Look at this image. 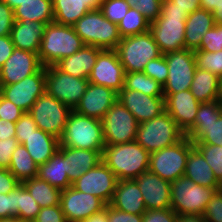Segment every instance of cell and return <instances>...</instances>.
I'll return each mask as SVG.
<instances>
[{
    "instance_id": "cell-1",
    "label": "cell",
    "mask_w": 222,
    "mask_h": 222,
    "mask_svg": "<svg viewBox=\"0 0 222 222\" xmlns=\"http://www.w3.org/2000/svg\"><path fill=\"white\" fill-rule=\"evenodd\" d=\"M150 153L136 141L105 145L102 161L118 180L136 179L149 170Z\"/></svg>"
},
{
    "instance_id": "cell-2",
    "label": "cell",
    "mask_w": 222,
    "mask_h": 222,
    "mask_svg": "<svg viewBox=\"0 0 222 222\" xmlns=\"http://www.w3.org/2000/svg\"><path fill=\"white\" fill-rule=\"evenodd\" d=\"M187 16L184 10L173 7L172 0H162L161 14L150 23L149 31L163 55L185 49Z\"/></svg>"
},
{
    "instance_id": "cell-3",
    "label": "cell",
    "mask_w": 222,
    "mask_h": 222,
    "mask_svg": "<svg viewBox=\"0 0 222 222\" xmlns=\"http://www.w3.org/2000/svg\"><path fill=\"white\" fill-rule=\"evenodd\" d=\"M84 45L73 26L53 21L45 27L38 55L42 65L46 67L55 65L61 59L71 56Z\"/></svg>"
},
{
    "instance_id": "cell-4",
    "label": "cell",
    "mask_w": 222,
    "mask_h": 222,
    "mask_svg": "<svg viewBox=\"0 0 222 222\" xmlns=\"http://www.w3.org/2000/svg\"><path fill=\"white\" fill-rule=\"evenodd\" d=\"M59 145L71 148L103 151L105 147L102 120L87 117L72 110L69 113Z\"/></svg>"
},
{
    "instance_id": "cell-5",
    "label": "cell",
    "mask_w": 222,
    "mask_h": 222,
    "mask_svg": "<svg viewBox=\"0 0 222 222\" xmlns=\"http://www.w3.org/2000/svg\"><path fill=\"white\" fill-rule=\"evenodd\" d=\"M185 133L165 110L157 117L139 124L136 142L150 154L182 140Z\"/></svg>"
},
{
    "instance_id": "cell-6",
    "label": "cell",
    "mask_w": 222,
    "mask_h": 222,
    "mask_svg": "<svg viewBox=\"0 0 222 222\" xmlns=\"http://www.w3.org/2000/svg\"><path fill=\"white\" fill-rule=\"evenodd\" d=\"M73 28L85 45L115 50L121 41L118 24L110 22L100 9L87 12Z\"/></svg>"
},
{
    "instance_id": "cell-7",
    "label": "cell",
    "mask_w": 222,
    "mask_h": 222,
    "mask_svg": "<svg viewBox=\"0 0 222 222\" xmlns=\"http://www.w3.org/2000/svg\"><path fill=\"white\" fill-rule=\"evenodd\" d=\"M115 50L125 73L144 71L150 60L162 55L150 31L121 38Z\"/></svg>"
},
{
    "instance_id": "cell-8",
    "label": "cell",
    "mask_w": 222,
    "mask_h": 222,
    "mask_svg": "<svg viewBox=\"0 0 222 222\" xmlns=\"http://www.w3.org/2000/svg\"><path fill=\"white\" fill-rule=\"evenodd\" d=\"M221 188L195 184L185 175L171 182V209L176 214H203L212 196Z\"/></svg>"
},
{
    "instance_id": "cell-9",
    "label": "cell",
    "mask_w": 222,
    "mask_h": 222,
    "mask_svg": "<svg viewBox=\"0 0 222 222\" xmlns=\"http://www.w3.org/2000/svg\"><path fill=\"white\" fill-rule=\"evenodd\" d=\"M193 147V142L185 136L176 144L151 153L149 170L170 183L175 181L184 175L188 154Z\"/></svg>"
},
{
    "instance_id": "cell-10",
    "label": "cell",
    "mask_w": 222,
    "mask_h": 222,
    "mask_svg": "<svg viewBox=\"0 0 222 222\" xmlns=\"http://www.w3.org/2000/svg\"><path fill=\"white\" fill-rule=\"evenodd\" d=\"M89 84L88 79L64 73L56 65L45 67V91L74 110Z\"/></svg>"
},
{
    "instance_id": "cell-11",
    "label": "cell",
    "mask_w": 222,
    "mask_h": 222,
    "mask_svg": "<svg viewBox=\"0 0 222 222\" xmlns=\"http://www.w3.org/2000/svg\"><path fill=\"white\" fill-rule=\"evenodd\" d=\"M72 110L46 91L35 101L29 114L39 129L60 139Z\"/></svg>"
},
{
    "instance_id": "cell-12",
    "label": "cell",
    "mask_w": 222,
    "mask_h": 222,
    "mask_svg": "<svg viewBox=\"0 0 222 222\" xmlns=\"http://www.w3.org/2000/svg\"><path fill=\"white\" fill-rule=\"evenodd\" d=\"M105 145H116L136 140L139 123L118 100L102 119Z\"/></svg>"
},
{
    "instance_id": "cell-13",
    "label": "cell",
    "mask_w": 222,
    "mask_h": 222,
    "mask_svg": "<svg viewBox=\"0 0 222 222\" xmlns=\"http://www.w3.org/2000/svg\"><path fill=\"white\" fill-rule=\"evenodd\" d=\"M164 55L168 66V78L163 85L164 95L189 90L197 69L194 51L183 49Z\"/></svg>"
},
{
    "instance_id": "cell-14",
    "label": "cell",
    "mask_w": 222,
    "mask_h": 222,
    "mask_svg": "<svg viewBox=\"0 0 222 222\" xmlns=\"http://www.w3.org/2000/svg\"><path fill=\"white\" fill-rule=\"evenodd\" d=\"M117 181L114 173L101 161L73 182L72 187L96 196L108 205L113 199Z\"/></svg>"
},
{
    "instance_id": "cell-15",
    "label": "cell",
    "mask_w": 222,
    "mask_h": 222,
    "mask_svg": "<svg viewBox=\"0 0 222 222\" xmlns=\"http://www.w3.org/2000/svg\"><path fill=\"white\" fill-rule=\"evenodd\" d=\"M125 70L116 50L103 49L97 57L88 81L119 93L124 87Z\"/></svg>"
},
{
    "instance_id": "cell-16",
    "label": "cell",
    "mask_w": 222,
    "mask_h": 222,
    "mask_svg": "<svg viewBox=\"0 0 222 222\" xmlns=\"http://www.w3.org/2000/svg\"><path fill=\"white\" fill-rule=\"evenodd\" d=\"M45 92V67L21 81L3 85L1 95L21 108L29 112L35 101Z\"/></svg>"
},
{
    "instance_id": "cell-17",
    "label": "cell",
    "mask_w": 222,
    "mask_h": 222,
    "mask_svg": "<svg viewBox=\"0 0 222 222\" xmlns=\"http://www.w3.org/2000/svg\"><path fill=\"white\" fill-rule=\"evenodd\" d=\"M60 205L68 222H81L106 206L100 198L72 186L61 190Z\"/></svg>"
},
{
    "instance_id": "cell-18",
    "label": "cell",
    "mask_w": 222,
    "mask_h": 222,
    "mask_svg": "<svg viewBox=\"0 0 222 222\" xmlns=\"http://www.w3.org/2000/svg\"><path fill=\"white\" fill-rule=\"evenodd\" d=\"M43 67L39 55L14 48L11 56L0 68L1 85H11L31 76Z\"/></svg>"
},
{
    "instance_id": "cell-19",
    "label": "cell",
    "mask_w": 222,
    "mask_h": 222,
    "mask_svg": "<svg viewBox=\"0 0 222 222\" xmlns=\"http://www.w3.org/2000/svg\"><path fill=\"white\" fill-rule=\"evenodd\" d=\"M118 101L130 111L140 124L165 111L164 96H149L139 91L122 89Z\"/></svg>"
},
{
    "instance_id": "cell-20",
    "label": "cell",
    "mask_w": 222,
    "mask_h": 222,
    "mask_svg": "<svg viewBox=\"0 0 222 222\" xmlns=\"http://www.w3.org/2000/svg\"><path fill=\"white\" fill-rule=\"evenodd\" d=\"M142 193L146 210L171 208V183L150 170L134 179Z\"/></svg>"
},
{
    "instance_id": "cell-21",
    "label": "cell",
    "mask_w": 222,
    "mask_h": 222,
    "mask_svg": "<svg viewBox=\"0 0 222 222\" xmlns=\"http://www.w3.org/2000/svg\"><path fill=\"white\" fill-rule=\"evenodd\" d=\"M118 100V93L102 85L88 84L74 111L80 115L93 117L99 120Z\"/></svg>"
},
{
    "instance_id": "cell-22",
    "label": "cell",
    "mask_w": 222,
    "mask_h": 222,
    "mask_svg": "<svg viewBox=\"0 0 222 222\" xmlns=\"http://www.w3.org/2000/svg\"><path fill=\"white\" fill-rule=\"evenodd\" d=\"M165 110L186 133L193 125L200 102L196 100L190 89L171 95H164Z\"/></svg>"
},
{
    "instance_id": "cell-23",
    "label": "cell",
    "mask_w": 222,
    "mask_h": 222,
    "mask_svg": "<svg viewBox=\"0 0 222 222\" xmlns=\"http://www.w3.org/2000/svg\"><path fill=\"white\" fill-rule=\"evenodd\" d=\"M46 25V22L15 19L10 35L14 47L38 54Z\"/></svg>"
},
{
    "instance_id": "cell-24",
    "label": "cell",
    "mask_w": 222,
    "mask_h": 222,
    "mask_svg": "<svg viewBox=\"0 0 222 222\" xmlns=\"http://www.w3.org/2000/svg\"><path fill=\"white\" fill-rule=\"evenodd\" d=\"M59 149L65 156L66 172L71 183L102 161L103 151L71 148L61 145H59Z\"/></svg>"
},
{
    "instance_id": "cell-25",
    "label": "cell",
    "mask_w": 222,
    "mask_h": 222,
    "mask_svg": "<svg viewBox=\"0 0 222 222\" xmlns=\"http://www.w3.org/2000/svg\"><path fill=\"white\" fill-rule=\"evenodd\" d=\"M110 205L117 210L131 214L143 215L146 212L142 193L134 179L117 181Z\"/></svg>"
},
{
    "instance_id": "cell-26",
    "label": "cell",
    "mask_w": 222,
    "mask_h": 222,
    "mask_svg": "<svg viewBox=\"0 0 222 222\" xmlns=\"http://www.w3.org/2000/svg\"><path fill=\"white\" fill-rule=\"evenodd\" d=\"M103 49L84 45L79 51H76L69 57L61 59L55 65L64 73L77 78L88 79L92 68L96 63L98 54Z\"/></svg>"
},
{
    "instance_id": "cell-27",
    "label": "cell",
    "mask_w": 222,
    "mask_h": 222,
    "mask_svg": "<svg viewBox=\"0 0 222 222\" xmlns=\"http://www.w3.org/2000/svg\"><path fill=\"white\" fill-rule=\"evenodd\" d=\"M101 0H52L54 22L73 26L87 12L100 9Z\"/></svg>"
},
{
    "instance_id": "cell-28",
    "label": "cell",
    "mask_w": 222,
    "mask_h": 222,
    "mask_svg": "<svg viewBox=\"0 0 222 222\" xmlns=\"http://www.w3.org/2000/svg\"><path fill=\"white\" fill-rule=\"evenodd\" d=\"M214 25L213 14L210 11L199 8L189 13L185 22V49L198 50L203 35Z\"/></svg>"
},
{
    "instance_id": "cell-29",
    "label": "cell",
    "mask_w": 222,
    "mask_h": 222,
    "mask_svg": "<svg viewBox=\"0 0 222 222\" xmlns=\"http://www.w3.org/2000/svg\"><path fill=\"white\" fill-rule=\"evenodd\" d=\"M190 91L200 103L222 100L221 78L210 71L197 68Z\"/></svg>"
},
{
    "instance_id": "cell-30",
    "label": "cell",
    "mask_w": 222,
    "mask_h": 222,
    "mask_svg": "<svg viewBox=\"0 0 222 222\" xmlns=\"http://www.w3.org/2000/svg\"><path fill=\"white\" fill-rule=\"evenodd\" d=\"M22 145L39 167L46 163L57 151L59 139L38 128L26 138Z\"/></svg>"
},
{
    "instance_id": "cell-31",
    "label": "cell",
    "mask_w": 222,
    "mask_h": 222,
    "mask_svg": "<svg viewBox=\"0 0 222 222\" xmlns=\"http://www.w3.org/2000/svg\"><path fill=\"white\" fill-rule=\"evenodd\" d=\"M184 175L201 186L221 188L222 185L205 158L195 147L189 151Z\"/></svg>"
},
{
    "instance_id": "cell-32",
    "label": "cell",
    "mask_w": 222,
    "mask_h": 222,
    "mask_svg": "<svg viewBox=\"0 0 222 222\" xmlns=\"http://www.w3.org/2000/svg\"><path fill=\"white\" fill-rule=\"evenodd\" d=\"M37 177L60 190L72 186L66 172L65 156L59 148L46 163L39 166Z\"/></svg>"
},
{
    "instance_id": "cell-33",
    "label": "cell",
    "mask_w": 222,
    "mask_h": 222,
    "mask_svg": "<svg viewBox=\"0 0 222 222\" xmlns=\"http://www.w3.org/2000/svg\"><path fill=\"white\" fill-rule=\"evenodd\" d=\"M14 18L51 23L54 21L52 0H26L14 9Z\"/></svg>"
},
{
    "instance_id": "cell-34",
    "label": "cell",
    "mask_w": 222,
    "mask_h": 222,
    "mask_svg": "<svg viewBox=\"0 0 222 222\" xmlns=\"http://www.w3.org/2000/svg\"><path fill=\"white\" fill-rule=\"evenodd\" d=\"M40 208L52 207L60 204L61 190L48 182L34 177L22 182Z\"/></svg>"
},
{
    "instance_id": "cell-35",
    "label": "cell",
    "mask_w": 222,
    "mask_h": 222,
    "mask_svg": "<svg viewBox=\"0 0 222 222\" xmlns=\"http://www.w3.org/2000/svg\"><path fill=\"white\" fill-rule=\"evenodd\" d=\"M38 168L26 148L22 144H18L12 154L8 170L22 183L37 177Z\"/></svg>"
},
{
    "instance_id": "cell-36",
    "label": "cell",
    "mask_w": 222,
    "mask_h": 222,
    "mask_svg": "<svg viewBox=\"0 0 222 222\" xmlns=\"http://www.w3.org/2000/svg\"><path fill=\"white\" fill-rule=\"evenodd\" d=\"M123 89L139 91L149 96H164L163 86L143 71L125 73Z\"/></svg>"
},
{
    "instance_id": "cell-37",
    "label": "cell",
    "mask_w": 222,
    "mask_h": 222,
    "mask_svg": "<svg viewBox=\"0 0 222 222\" xmlns=\"http://www.w3.org/2000/svg\"><path fill=\"white\" fill-rule=\"evenodd\" d=\"M193 144L222 145V115L217 121L200 123L188 136Z\"/></svg>"
},
{
    "instance_id": "cell-38",
    "label": "cell",
    "mask_w": 222,
    "mask_h": 222,
    "mask_svg": "<svg viewBox=\"0 0 222 222\" xmlns=\"http://www.w3.org/2000/svg\"><path fill=\"white\" fill-rule=\"evenodd\" d=\"M16 217L22 222H33L40 211L39 204L20 183L15 188Z\"/></svg>"
},
{
    "instance_id": "cell-39",
    "label": "cell",
    "mask_w": 222,
    "mask_h": 222,
    "mask_svg": "<svg viewBox=\"0 0 222 222\" xmlns=\"http://www.w3.org/2000/svg\"><path fill=\"white\" fill-rule=\"evenodd\" d=\"M150 22L136 8L130 7L124 18L118 23L121 38L148 32Z\"/></svg>"
},
{
    "instance_id": "cell-40",
    "label": "cell",
    "mask_w": 222,
    "mask_h": 222,
    "mask_svg": "<svg viewBox=\"0 0 222 222\" xmlns=\"http://www.w3.org/2000/svg\"><path fill=\"white\" fill-rule=\"evenodd\" d=\"M193 146L202 154L222 184V145L193 144Z\"/></svg>"
},
{
    "instance_id": "cell-41",
    "label": "cell",
    "mask_w": 222,
    "mask_h": 222,
    "mask_svg": "<svg viewBox=\"0 0 222 222\" xmlns=\"http://www.w3.org/2000/svg\"><path fill=\"white\" fill-rule=\"evenodd\" d=\"M222 115V100L200 103L194 120V125L185 133L188 136L200 123L217 121Z\"/></svg>"
},
{
    "instance_id": "cell-42",
    "label": "cell",
    "mask_w": 222,
    "mask_h": 222,
    "mask_svg": "<svg viewBox=\"0 0 222 222\" xmlns=\"http://www.w3.org/2000/svg\"><path fill=\"white\" fill-rule=\"evenodd\" d=\"M196 67L222 78V50L218 52L194 51Z\"/></svg>"
},
{
    "instance_id": "cell-43",
    "label": "cell",
    "mask_w": 222,
    "mask_h": 222,
    "mask_svg": "<svg viewBox=\"0 0 222 222\" xmlns=\"http://www.w3.org/2000/svg\"><path fill=\"white\" fill-rule=\"evenodd\" d=\"M130 6L125 0H101L100 10L110 22L118 24Z\"/></svg>"
},
{
    "instance_id": "cell-44",
    "label": "cell",
    "mask_w": 222,
    "mask_h": 222,
    "mask_svg": "<svg viewBox=\"0 0 222 222\" xmlns=\"http://www.w3.org/2000/svg\"><path fill=\"white\" fill-rule=\"evenodd\" d=\"M130 7L136 8L151 23L161 14L162 0H125Z\"/></svg>"
},
{
    "instance_id": "cell-45",
    "label": "cell",
    "mask_w": 222,
    "mask_h": 222,
    "mask_svg": "<svg viewBox=\"0 0 222 222\" xmlns=\"http://www.w3.org/2000/svg\"><path fill=\"white\" fill-rule=\"evenodd\" d=\"M198 50L206 52H218L222 50V24H215L203 35Z\"/></svg>"
},
{
    "instance_id": "cell-46",
    "label": "cell",
    "mask_w": 222,
    "mask_h": 222,
    "mask_svg": "<svg viewBox=\"0 0 222 222\" xmlns=\"http://www.w3.org/2000/svg\"><path fill=\"white\" fill-rule=\"evenodd\" d=\"M143 72L163 86L168 78V66L165 55L162 54L160 57L150 60Z\"/></svg>"
},
{
    "instance_id": "cell-47",
    "label": "cell",
    "mask_w": 222,
    "mask_h": 222,
    "mask_svg": "<svg viewBox=\"0 0 222 222\" xmlns=\"http://www.w3.org/2000/svg\"><path fill=\"white\" fill-rule=\"evenodd\" d=\"M16 128V139L19 144H23L26 138L34 133L38 129L36 122L29 114V112H24L21 118L15 123Z\"/></svg>"
},
{
    "instance_id": "cell-48",
    "label": "cell",
    "mask_w": 222,
    "mask_h": 222,
    "mask_svg": "<svg viewBox=\"0 0 222 222\" xmlns=\"http://www.w3.org/2000/svg\"><path fill=\"white\" fill-rule=\"evenodd\" d=\"M206 222H222V190H217L203 213Z\"/></svg>"
},
{
    "instance_id": "cell-49",
    "label": "cell",
    "mask_w": 222,
    "mask_h": 222,
    "mask_svg": "<svg viewBox=\"0 0 222 222\" xmlns=\"http://www.w3.org/2000/svg\"><path fill=\"white\" fill-rule=\"evenodd\" d=\"M142 222H177V214L171 208L146 210Z\"/></svg>"
},
{
    "instance_id": "cell-50",
    "label": "cell",
    "mask_w": 222,
    "mask_h": 222,
    "mask_svg": "<svg viewBox=\"0 0 222 222\" xmlns=\"http://www.w3.org/2000/svg\"><path fill=\"white\" fill-rule=\"evenodd\" d=\"M23 114L24 111L21 108L17 107L14 103L1 95L0 119L16 123Z\"/></svg>"
},
{
    "instance_id": "cell-51",
    "label": "cell",
    "mask_w": 222,
    "mask_h": 222,
    "mask_svg": "<svg viewBox=\"0 0 222 222\" xmlns=\"http://www.w3.org/2000/svg\"><path fill=\"white\" fill-rule=\"evenodd\" d=\"M33 222H68L61 205L52 207L40 208L35 220Z\"/></svg>"
},
{
    "instance_id": "cell-52",
    "label": "cell",
    "mask_w": 222,
    "mask_h": 222,
    "mask_svg": "<svg viewBox=\"0 0 222 222\" xmlns=\"http://www.w3.org/2000/svg\"><path fill=\"white\" fill-rule=\"evenodd\" d=\"M14 22V10L0 0V36L11 35Z\"/></svg>"
},
{
    "instance_id": "cell-53",
    "label": "cell",
    "mask_w": 222,
    "mask_h": 222,
    "mask_svg": "<svg viewBox=\"0 0 222 222\" xmlns=\"http://www.w3.org/2000/svg\"><path fill=\"white\" fill-rule=\"evenodd\" d=\"M18 144V140L15 137L0 140V168L9 169L12 154Z\"/></svg>"
},
{
    "instance_id": "cell-54",
    "label": "cell",
    "mask_w": 222,
    "mask_h": 222,
    "mask_svg": "<svg viewBox=\"0 0 222 222\" xmlns=\"http://www.w3.org/2000/svg\"><path fill=\"white\" fill-rule=\"evenodd\" d=\"M16 217L15 189L7 194L0 193V219Z\"/></svg>"
},
{
    "instance_id": "cell-55",
    "label": "cell",
    "mask_w": 222,
    "mask_h": 222,
    "mask_svg": "<svg viewBox=\"0 0 222 222\" xmlns=\"http://www.w3.org/2000/svg\"><path fill=\"white\" fill-rule=\"evenodd\" d=\"M108 222H142V215L122 212L107 205Z\"/></svg>"
},
{
    "instance_id": "cell-56",
    "label": "cell",
    "mask_w": 222,
    "mask_h": 222,
    "mask_svg": "<svg viewBox=\"0 0 222 222\" xmlns=\"http://www.w3.org/2000/svg\"><path fill=\"white\" fill-rule=\"evenodd\" d=\"M21 182L5 168H0V193L7 194L14 190Z\"/></svg>"
},
{
    "instance_id": "cell-57",
    "label": "cell",
    "mask_w": 222,
    "mask_h": 222,
    "mask_svg": "<svg viewBox=\"0 0 222 222\" xmlns=\"http://www.w3.org/2000/svg\"><path fill=\"white\" fill-rule=\"evenodd\" d=\"M14 48L15 47L10 35L0 36V68L11 56Z\"/></svg>"
},
{
    "instance_id": "cell-58",
    "label": "cell",
    "mask_w": 222,
    "mask_h": 222,
    "mask_svg": "<svg viewBox=\"0 0 222 222\" xmlns=\"http://www.w3.org/2000/svg\"><path fill=\"white\" fill-rule=\"evenodd\" d=\"M16 137L15 123L0 119V140Z\"/></svg>"
},
{
    "instance_id": "cell-59",
    "label": "cell",
    "mask_w": 222,
    "mask_h": 222,
    "mask_svg": "<svg viewBox=\"0 0 222 222\" xmlns=\"http://www.w3.org/2000/svg\"><path fill=\"white\" fill-rule=\"evenodd\" d=\"M173 7L184 10L187 14L200 8V0H172Z\"/></svg>"
},
{
    "instance_id": "cell-60",
    "label": "cell",
    "mask_w": 222,
    "mask_h": 222,
    "mask_svg": "<svg viewBox=\"0 0 222 222\" xmlns=\"http://www.w3.org/2000/svg\"><path fill=\"white\" fill-rule=\"evenodd\" d=\"M177 222H206L203 214H177Z\"/></svg>"
},
{
    "instance_id": "cell-61",
    "label": "cell",
    "mask_w": 222,
    "mask_h": 222,
    "mask_svg": "<svg viewBox=\"0 0 222 222\" xmlns=\"http://www.w3.org/2000/svg\"><path fill=\"white\" fill-rule=\"evenodd\" d=\"M81 222H108L107 205L101 211L91 215L90 217L84 219Z\"/></svg>"
},
{
    "instance_id": "cell-62",
    "label": "cell",
    "mask_w": 222,
    "mask_h": 222,
    "mask_svg": "<svg viewBox=\"0 0 222 222\" xmlns=\"http://www.w3.org/2000/svg\"><path fill=\"white\" fill-rule=\"evenodd\" d=\"M221 3L222 0H200V8L213 13Z\"/></svg>"
},
{
    "instance_id": "cell-63",
    "label": "cell",
    "mask_w": 222,
    "mask_h": 222,
    "mask_svg": "<svg viewBox=\"0 0 222 222\" xmlns=\"http://www.w3.org/2000/svg\"><path fill=\"white\" fill-rule=\"evenodd\" d=\"M212 14H213L214 23L222 24V3Z\"/></svg>"
},
{
    "instance_id": "cell-64",
    "label": "cell",
    "mask_w": 222,
    "mask_h": 222,
    "mask_svg": "<svg viewBox=\"0 0 222 222\" xmlns=\"http://www.w3.org/2000/svg\"><path fill=\"white\" fill-rule=\"evenodd\" d=\"M13 10L26 0H3Z\"/></svg>"
},
{
    "instance_id": "cell-65",
    "label": "cell",
    "mask_w": 222,
    "mask_h": 222,
    "mask_svg": "<svg viewBox=\"0 0 222 222\" xmlns=\"http://www.w3.org/2000/svg\"><path fill=\"white\" fill-rule=\"evenodd\" d=\"M0 222H22L17 217L2 218Z\"/></svg>"
},
{
    "instance_id": "cell-66",
    "label": "cell",
    "mask_w": 222,
    "mask_h": 222,
    "mask_svg": "<svg viewBox=\"0 0 222 222\" xmlns=\"http://www.w3.org/2000/svg\"><path fill=\"white\" fill-rule=\"evenodd\" d=\"M1 92H2V85H1V82H0V97H1Z\"/></svg>"
},
{
    "instance_id": "cell-67",
    "label": "cell",
    "mask_w": 222,
    "mask_h": 222,
    "mask_svg": "<svg viewBox=\"0 0 222 222\" xmlns=\"http://www.w3.org/2000/svg\"><path fill=\"white\" fill-rule=\"evenodd\" d=\"M221 94H222V78H221Z\"/></svg>"
}]
</instances>
